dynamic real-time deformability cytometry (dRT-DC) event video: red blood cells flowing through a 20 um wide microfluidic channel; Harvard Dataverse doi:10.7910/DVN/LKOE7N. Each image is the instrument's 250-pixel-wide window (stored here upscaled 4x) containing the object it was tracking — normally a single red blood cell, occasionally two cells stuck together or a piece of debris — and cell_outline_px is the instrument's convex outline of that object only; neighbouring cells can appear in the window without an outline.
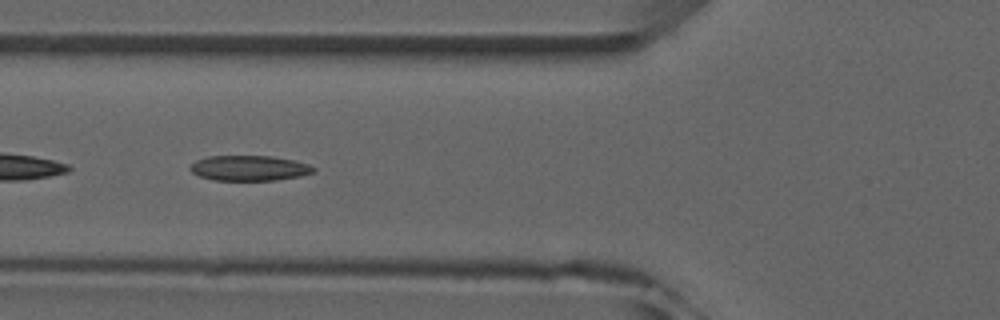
{"species": "common noctule bat (a hibernating species)", "species_latin": "Nyctalus noctula", "temperature_condition": "room temperature", "stored_images_in_passage": 7, "camera_frame_rate_fps": 3000, "um_per_image_px": 0.085, "animal": {"sex": "male", "forearm_length_mm": 52.5}, "frame": {"image": 1, "passage_image": 6, "time_ms": 5.667, "image_size_px": [1000, 320], "cell_outline_px": [[316, 168], [312, 172], [300, 176], [276, 180], [212, 180], [200, 176], [192, 172], [188, 168], [196, 160], [208, 156], [272, 156], [292, 160], [308, 164]], "centroid_in_image_um": [21.16, 14.29], "position_along_channel_um": 104.6, "area_um2": 18.03}}
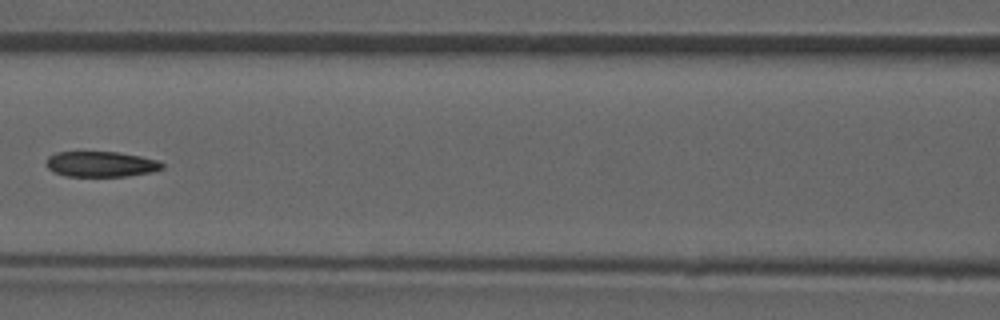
{"frame": {"image": 2, "passage_image": 7, "time_ms": 7.0, "image_size_px": [1000, 320], "cell_outline_px": [[164, 168], [152, 172], [124, 176], [64, 176], [52, 172], [44, 164], [44, 160], [48, 156], [56, 152], [116, 152], [140, 156], [160, 160], [164, 164]], "centroid_in_image_um": [8.54, 13.95], "position_along_channel_um": 158.1, "area_um2": 17.46}}